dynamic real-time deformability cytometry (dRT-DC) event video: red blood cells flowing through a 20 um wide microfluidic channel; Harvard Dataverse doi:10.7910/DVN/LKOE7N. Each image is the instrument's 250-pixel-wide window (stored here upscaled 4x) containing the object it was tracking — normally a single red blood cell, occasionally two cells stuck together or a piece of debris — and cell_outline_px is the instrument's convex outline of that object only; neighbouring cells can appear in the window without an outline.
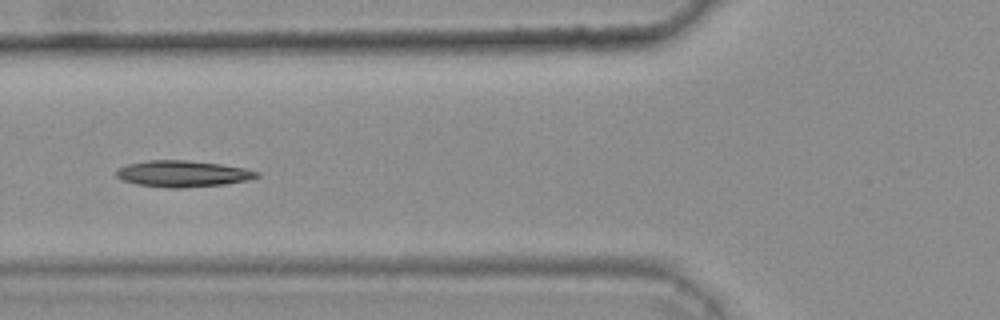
{"species": "common noctule bat (a hibernating species)", "species_latin": "Nyctalus noctula", "temperature_condition": "warm", "stored_images_in_passage": 7, "camera_frame_rate_fps": 3000, "um_per_image_px": 0.085, "animal": {"sex": "female", "body_mass_g": 25.1}, "frame": {"image": 1, "passage_image": 5, "time_ms": 1.333, "image_size_px": [1000, 320], "cell_outline_px": [[260, 176], [248, 180], [224, 184], [184, 188], [168, 188], [136, 184], [120, 180], [116, 176], [116, 172], [120, 168], [128, 164], [148, 160], [188, 160], [220, 164], [244, 168], [260, 172]], "centroid_in_image_um": [15.53, 14.77], "position_along_channel_um": 110.3, "area_um2": 21.62}}